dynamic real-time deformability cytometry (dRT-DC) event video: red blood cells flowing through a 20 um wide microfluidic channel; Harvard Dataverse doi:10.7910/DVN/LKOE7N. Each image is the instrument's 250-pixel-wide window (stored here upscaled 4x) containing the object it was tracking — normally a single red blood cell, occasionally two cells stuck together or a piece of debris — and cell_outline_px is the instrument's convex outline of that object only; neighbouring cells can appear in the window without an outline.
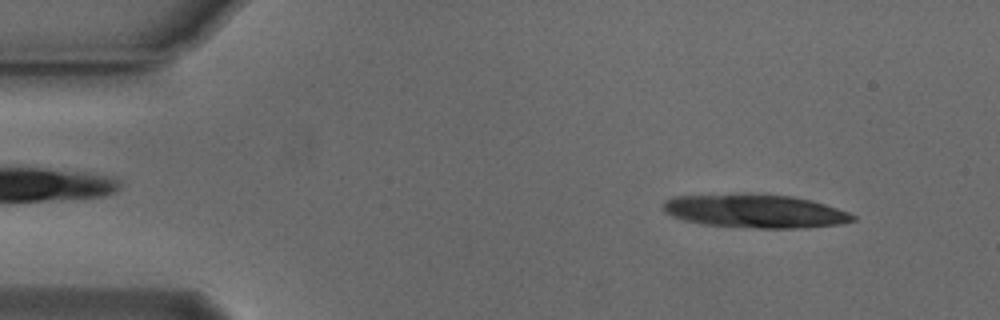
{"species": "Egyptian fruit bat (a non-hibernating species)", "species_latin": "Rousettus aegyptiacus", "temperature_condition": "cold", "stored_images_in_passage": 13, "camera_frame_rate_fps": 3000, "um_per_image_px": 0.085, "animal": {"sex": "male"}, "frame": {"image": 1, "passage_image": 1, "time_ms": 0.0, "image_size_px": [1000, 320], "cell_outline_px": [[856, 220], [840, 224], [804, 228], [756, 228], [704, 224], [684, 220], [672, 216], [664, 212], [660, 208], [660, 204], [664, 200], [672, 196], [736, 192], [764, 192], [792, 196], [812, 200], [848, 212], [856, 216]], "centroid_in_image_um": [64.11, 17.9], "position_along_channel_um": 20.9, "area_um2": 38.21}}